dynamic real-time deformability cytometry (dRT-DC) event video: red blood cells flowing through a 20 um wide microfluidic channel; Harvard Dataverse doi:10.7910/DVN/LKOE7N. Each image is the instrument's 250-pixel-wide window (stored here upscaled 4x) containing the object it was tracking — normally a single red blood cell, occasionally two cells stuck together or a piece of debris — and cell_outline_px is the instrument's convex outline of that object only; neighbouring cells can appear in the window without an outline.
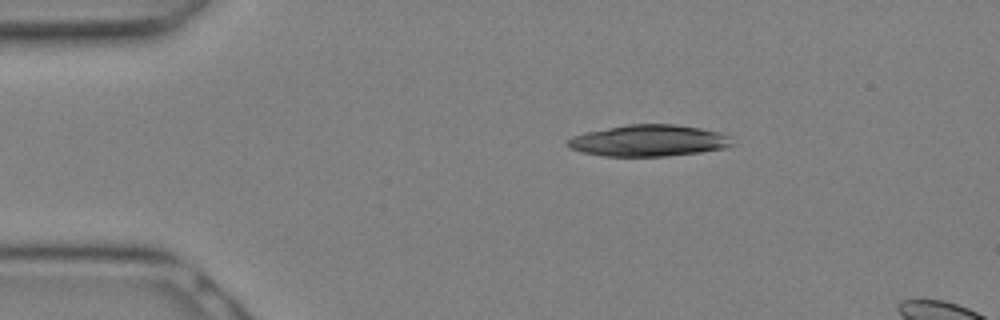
{"species": "Egyptian fruit bat (a non-hibernating species)", "species_latin": "Rousettus aegyptiacus", "temperature_condition": "warm", "stored_images_in_passage": 5, "camera_frame_rate_fps": 3000, "um_per_image_px": 0.085, "animal": {"sex": "female"}, "frame": {"image": 1, "passage_image": 1, "time_ms": 0.0, "image_size_px": [1000, 320], "cell_outline_px": [[732, 144], [724, 148], [700, 152], [664, 156], [604, 156], [580, 152], [568, 148], [568, 140], [572, 136], [584, 132], [628, 124], [676, 124], [700, 128], [732, 136]], "centroid_in_image_um": [55.11, 11.95], "position_along_channel_um": 29.9, "area_um2": 30.17}}